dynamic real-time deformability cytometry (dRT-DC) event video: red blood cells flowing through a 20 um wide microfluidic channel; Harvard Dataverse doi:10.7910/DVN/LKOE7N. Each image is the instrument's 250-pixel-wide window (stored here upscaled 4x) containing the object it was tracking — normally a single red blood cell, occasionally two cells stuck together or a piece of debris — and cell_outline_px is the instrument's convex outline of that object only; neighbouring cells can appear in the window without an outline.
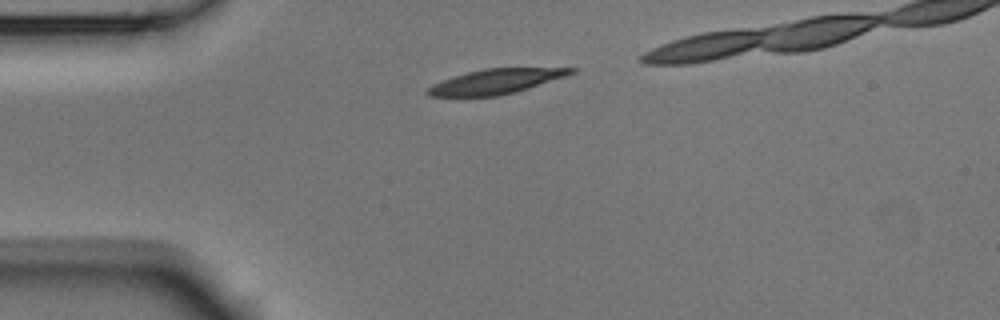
{"species": "Egyptian fruit bat (a non-hibernating species)", "species_latin": "Rousettus aegyptiacus", "temperature_condition": "room temperature", "stored_images_in_passage": 8, "segment_of_instrument_passage": [1, 2], "camera_frame_rate_fps": 3000, "um_per_image_px": 0.085, "animal": {"sex": "male"}, "frame": {"image": 1, "passage_image": 1, "time_ms": 0.0, "image_size_px": [1000, 320], "cell_outline_px": [[580, 68], [576, 72], [516, 92], [500, 96], [428, 96], [424, 92], [432, 84], [468, 72], [484, 68]], "centroid_in_image_um": [42.14, 6.93], "position_along_channel_um": 42.9, "area_um2": 20.46}}
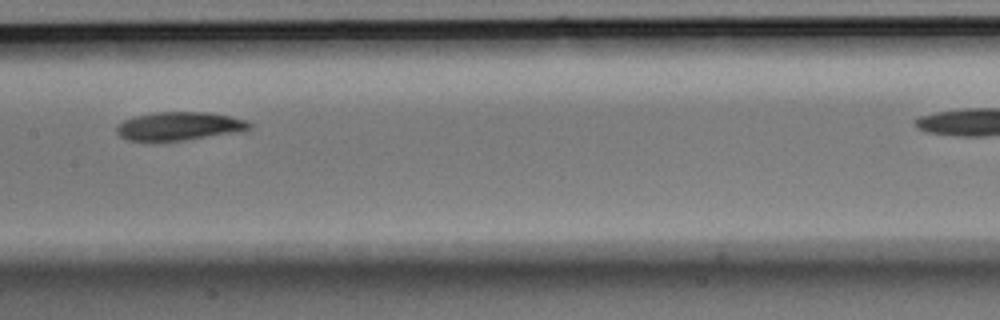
{"frame": {"image": 2, "passage_image": 5, "time_ms": 1.333, "image_size_px": [1000, 320], "cell_outline_px": [[252, 128], [236, 132], [184, 140], [128, 140], [120, 136], [116, 132], [116, 128], [124, 120], [136, 116], [156, 112], [208, 112], [228, 116], [244, 120], [252, 124]], "centroid_in_image_um": [15.23, 10.71], "position_along_channel_um": 192.2, "area_um2": 21.5}}
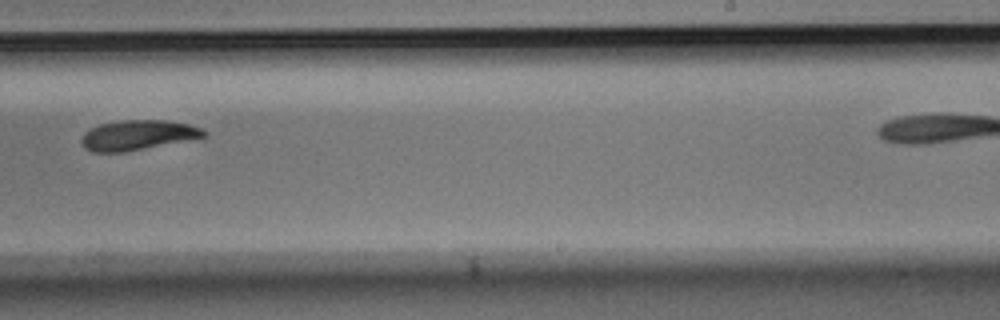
{"frame": {"image": 3, "passage_image": 7, "time_ms": 2.0, "image_size_px": [1000, 320], "cell_outline_px": [[208, 136], [124, 152], [92, 152], [84, 148], [80, 140], [84, 132], [100, 124], [120, 120], [164, 120], [188, 124], [200, 128], [208, 132]], "centroid_in_image_um": [11.69, 11.48], "position_along_channel_um": 277.3, "area_um2": 21.27}}